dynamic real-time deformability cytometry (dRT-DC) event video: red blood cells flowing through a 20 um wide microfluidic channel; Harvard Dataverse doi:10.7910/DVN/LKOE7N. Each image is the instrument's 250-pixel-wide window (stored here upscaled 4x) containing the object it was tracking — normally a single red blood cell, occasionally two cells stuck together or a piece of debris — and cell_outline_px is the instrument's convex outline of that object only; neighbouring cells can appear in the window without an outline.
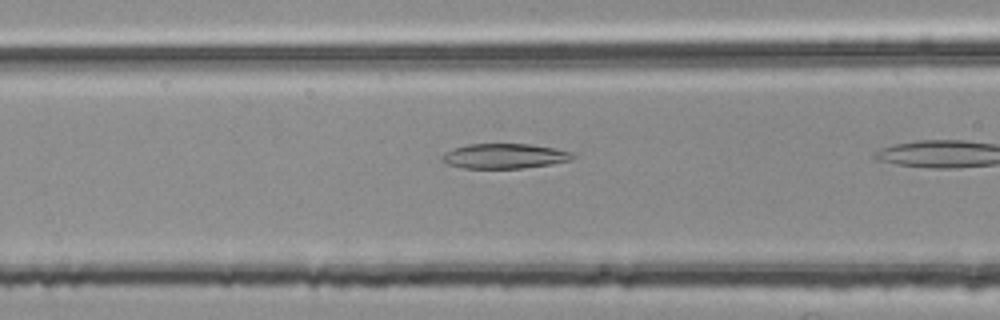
{"species": "common noctule bat (a hibernating species)", "species_latin": "Nyctalus noctula", "temperature_condition": "room temperature", "stored_images_in_passage": 11, "camera_frame_rate_fps": 3000, "um_per_image_px": 0.085, "animal": {"sex": "female", "body_mass_g": 25.1}, "frame": {"image": 1, "passage_image": 7, "time_ms": 2.0, "image_size_px": [1000, 320], "cell_outline_px": [[576, 156], [572, 160], [552, 164], [524, 168], [464, 168], [448, 164], [440, 160], [440, 156], [452, 148], [468, 144], [528, 144], [556, 148], [572, 152]], "centroid_in_image_um": [42.89, 13.26], "position_along_channel_um": 123.7, "area_um2": 19.13}}
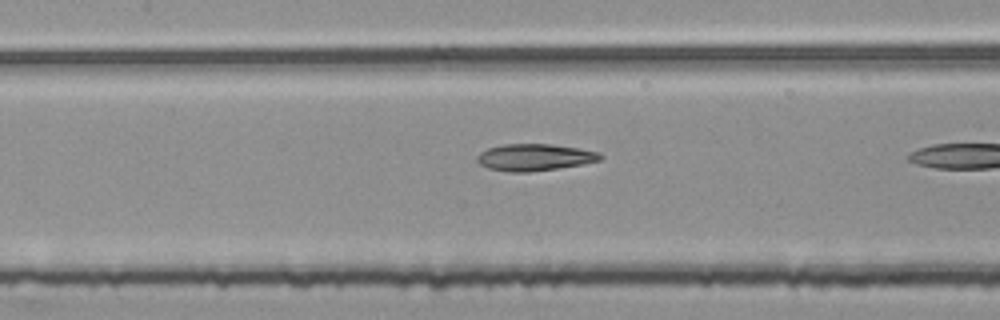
{"frame": {"image": 2, "passage_image": 10, "time_ms": 3.0, "image_size_px": [1000, 320], "cell_outline_px": [[604, 156], [600, 160], [584, 164], [528, 172], [508, 172], [488, 168], [480, 164], [476, 160], [476, 156], [480, 152], [488, 148], [504, 144], [552, 144], [580, 148], [600, 152]], "centroid_in_image_um": [45.45, 13.36], "position_along_channel_um": 162.0, "area_um2": 19.36}}